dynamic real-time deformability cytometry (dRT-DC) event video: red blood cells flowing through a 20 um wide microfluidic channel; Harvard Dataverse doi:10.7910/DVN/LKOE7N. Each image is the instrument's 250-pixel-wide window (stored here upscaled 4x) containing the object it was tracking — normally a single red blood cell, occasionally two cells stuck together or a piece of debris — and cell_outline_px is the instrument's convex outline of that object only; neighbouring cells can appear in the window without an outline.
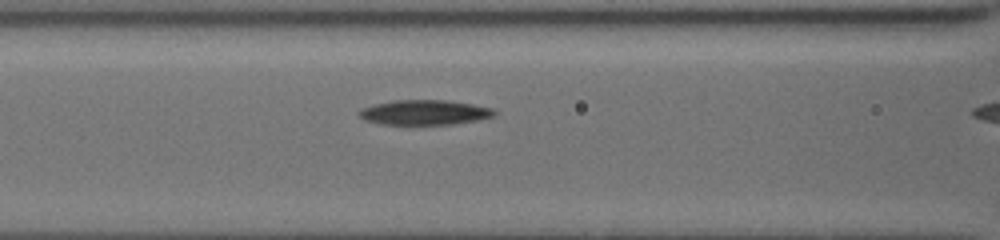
{"species": "common noctule bat (a hibernating species)", "species_latin": "Nyctalus noctula", "temperature_condition": "cold", "stored_images_in_passage": 11, "camera_frame_rate_fps": 3000, "um_per_image_px": 0.085, "animal": {"sex": "female", "body_mass_g": 19.5, "forearm_length_mm": 54.1}, "frame": {"image": 1, "passage_image": 10, "time_ms": 3.0, "image_size_px": [1000, 240], "cell_outline_px": [[496, 116], [476, 120], [452, 124], [380, 124], [364, 120], [356, 112], [360, 108], [392, 100], [448, 100], [472, 104], [492, 108], [496, 112]], "centroid_in_image_um": [36.06, 9.55], "position_along_channel_um": 130.5, "area_um2": 19.65}}